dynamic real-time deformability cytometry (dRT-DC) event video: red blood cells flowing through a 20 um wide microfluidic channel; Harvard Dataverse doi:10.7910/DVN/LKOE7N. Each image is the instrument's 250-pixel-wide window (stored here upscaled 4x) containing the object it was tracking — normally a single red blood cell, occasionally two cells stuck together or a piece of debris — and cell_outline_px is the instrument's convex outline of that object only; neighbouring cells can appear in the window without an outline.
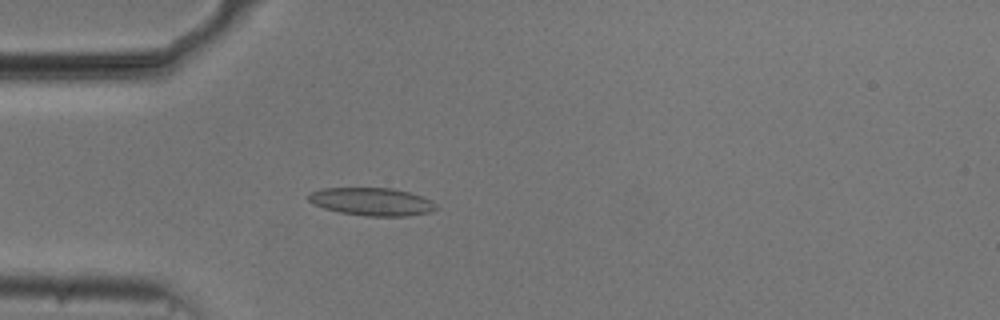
{"species": "common noctule bat (a hibernating species)", "species_latin": "Nyctalus noctula", "temperature_condition": "cold", "stored_images_in_passage": 51, "camera_frame_rate_fps": 3000, "um_per_image_px": 0.085, "animal": {"sex": "male", "body_mass_g": 20.5, "forearm_length_mm": 52.5}, "frame": {"image": 1, "passage_image": 13, "time_ms": 4.0, "image_size_px": [1000, 320], "cell_outline_px": [[436, 208], [432, 212], [408, 216], [364, 216], [340, 212], [324, 208], [308, 200], [308, 196], [312, 192], [320, 188], [392, 188], [408, 192], [432, 200], [436, 204]], "centroid_in_image_um": [31.63, 17.14], "position_along_channel_um": 53.4, "area_um2": 20.63}}
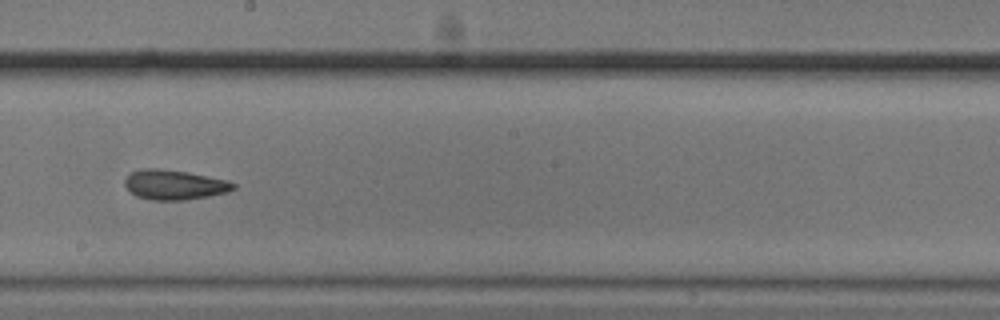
{"frame": {"image": 2, "passage_image": 28, "time_ms": 9.0, "image_size_px": [1000, 320], "cell_outline_px": [[236, 188], [228, 192], [208, 196], [184, 200], [152, 200], [136, 196], [124, 184], [124, 180], [132, 172], [144, 168], [156, 168], [188, 172], [224, 180], [236, 184]], "centroid_in_image_um": [14.82, 15.71], "position_along_channel_um": 233.4, "area_um2": 18.61}}
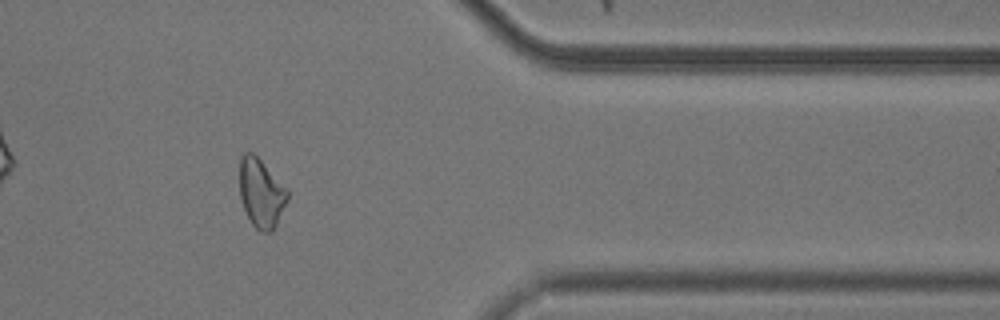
{"frame": {"image": 3, "passage_image": 42, "time_ms": 13.667, "image_size_px": [1000, 320], "cell_outline_px": [[288, 200], [272, 232], [260, 232], [252, 224], [244, 208], [240, 196], [240, 156], [244, 152], [252, 152], [288, 188]], "centroid_in_image_um": [22.21, 16.41], "position_along_channel_um": 389.2, "area_um2": 19.13}, "authors_computed_cell_mechanics": {"area_um2": 19.2474, "velocity_mm_per_s": 3.7314, "shape_relaxation_time_tau1_ms": 3.2143, "shape_relaxation_time_tau2_ms": 2.2017, "deformation_change_tau1": 0.1095, "deformation_change_tau2": 0.1014}}